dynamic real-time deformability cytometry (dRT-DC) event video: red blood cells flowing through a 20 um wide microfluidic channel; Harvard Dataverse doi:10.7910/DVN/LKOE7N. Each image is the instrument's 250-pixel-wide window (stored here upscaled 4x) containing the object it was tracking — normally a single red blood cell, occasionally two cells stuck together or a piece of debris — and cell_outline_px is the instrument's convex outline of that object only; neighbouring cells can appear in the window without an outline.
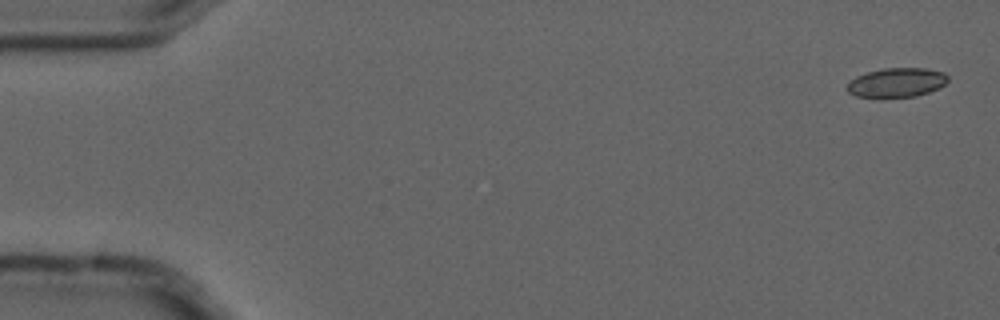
{"species": "common noctule bat (a hibernating species)", "species_latin": "Nyctalus noctula", "temperature_condition": "cold", "stored_images_in_passage": 6, "camera_frame_rate_fps": 3000, "um_per_image_px": 0.085, "animal": {"sex": "male", "forearm_length_mm": 52.5}, "frame": {"image": 1, "passage_image": 1, "time_ms": 0.0, "image_size_px": [1000, 320], "cell_outline_px": [[948, 80], [940, 88], [916, 96], [856, 96], [848, 92], [844, 88], [856, 76], [868, 72], [884, 68], [928, 68], [944, 72], [948, 76]], "centroid_in_image_um": [76.24, 6.99], "position_along_channel_um": 8.8, "area_um2": 16.99}}
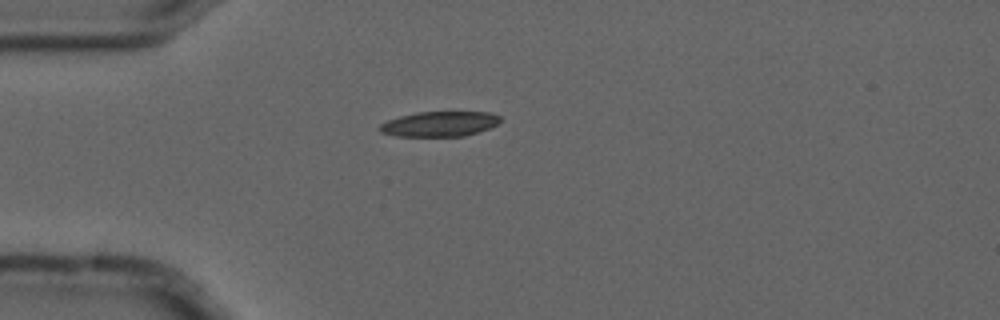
{"frame": {"image": 2, "passage_image": 4, "time_ms": 1.0, "image_size_px": [1000, 320], "cell_outline_px": [[500, 124], [464, 136], [396, 136], [380, 132], [380, 124], [388, 120], [400, 116], [416, 112], [492, 112], [500, 116]], "centroid_in_image_um": [37.38, 10.53], "position_along_channel_um": 47.6, "area_um2": 17.57}}